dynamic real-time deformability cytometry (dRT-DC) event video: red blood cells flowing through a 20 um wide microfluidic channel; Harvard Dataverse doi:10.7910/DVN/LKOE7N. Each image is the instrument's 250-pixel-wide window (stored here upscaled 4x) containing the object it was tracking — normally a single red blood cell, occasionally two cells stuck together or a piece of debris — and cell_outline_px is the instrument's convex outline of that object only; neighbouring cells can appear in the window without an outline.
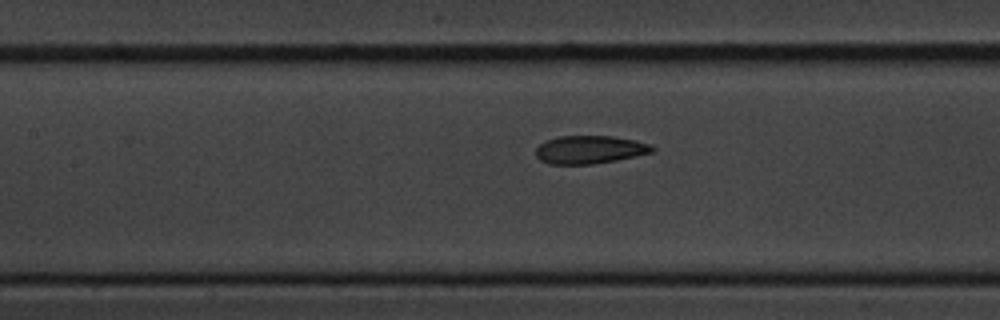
{"species": "common noctule bat (a hibernating species)", "species_latin": "Nyctalus noctula", "temperature_condition": "cold", "stored_images_in_passage": 9, "segment_of_instrument_passage": [2, 2], "camera_frame_rate_fps": 3000, "um_per_image_px": 0.085, "animal": {"sex": "male", "body_mass_g": 20.1, "forearm_length_mm": 53.5}, "frame": {"image": 1, "passage_image": 9, "time_ms": 10.333, "image_size_px": [1000, 320], "cell_outline_px": [[656, 148], [652, 152], [636, 156], [616, 160], [592, 164], [552, 164], [540, 160], [536, 156], [536, 148], [544, 140], [560, 136], [612, 136], [636, 140], [652, 144]], "centroid_in_image_um": [50.14, 12.71], "position_along_channel_um": 157.3, "area_um2": 19.13}}